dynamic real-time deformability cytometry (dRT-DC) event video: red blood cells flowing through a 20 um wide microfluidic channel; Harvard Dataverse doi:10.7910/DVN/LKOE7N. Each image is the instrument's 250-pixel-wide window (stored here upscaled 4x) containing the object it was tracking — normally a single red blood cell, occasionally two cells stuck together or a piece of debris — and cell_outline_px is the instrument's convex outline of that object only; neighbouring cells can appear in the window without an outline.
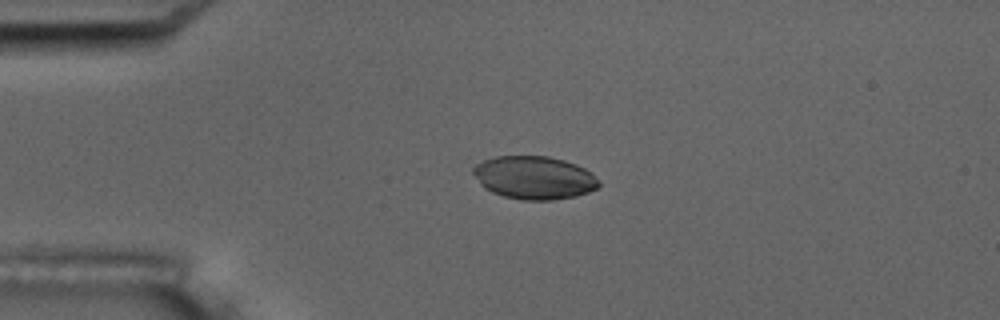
{"species": "common noctule bat (a hibernating species)", "species_latin": "Nyctalus noctula", "temperature_condition": "room temperature", "stored_images_in_passage": 4, "camera_frame_rate_fps": 3000, "um_per_image_px": 0.085, "animal": {"sex": "male", "body_mass_g": 17.5, "forearm_length_mm": 52.3}, "frame": {"image": 1, "passage_image": 3, "time_ms": 3.333, "image_size_px": [1000, 320], "cell_outline_px": [[600, 184], [596, 188], [588, 192], [576, 196], [552, 200], [520, 200], [504, 196], [492, 192], [484, 188], [480, 184], [472, 172], [472, 168], [476, 164], [484, 160], [496, 156], [548, 156], [564, 160], [576, 164], [584, 168]], "centroid_in_image_um": [45.36, 15.1], "position_along_channel_um": 39.6, "area_um2": 31.39}}